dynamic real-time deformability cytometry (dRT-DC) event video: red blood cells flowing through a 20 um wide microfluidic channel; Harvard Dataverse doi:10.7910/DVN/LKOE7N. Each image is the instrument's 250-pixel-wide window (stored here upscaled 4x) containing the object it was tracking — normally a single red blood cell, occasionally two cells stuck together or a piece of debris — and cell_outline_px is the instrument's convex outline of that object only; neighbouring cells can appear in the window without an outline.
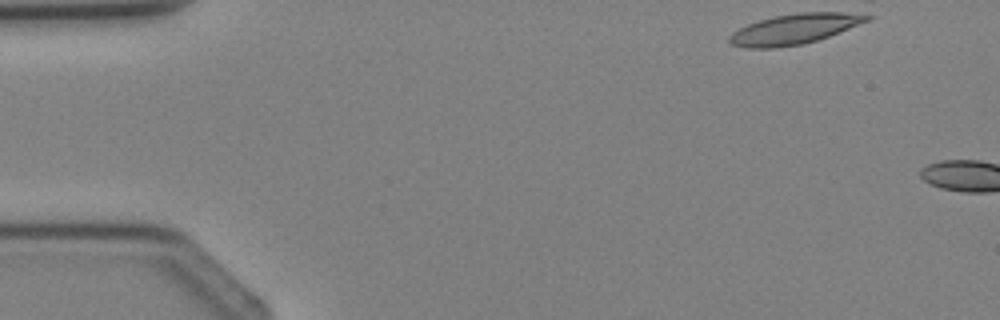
{"species": "Egyptian fruit bat (a non-hibernating species)", "species_latin": "Rousettus aegyptiacus", "temperature_condition": "cold", "stored_images_in_passage": 3, "camera_frame_rate_fps": 3000, "um_per_image_px": 0.085, "animal": {"sex": "female"}, "frame": {"image": 1, "passage_image": 1, "time_ms": 0.0, "image_size_px": [1000, 320], "cell_outline_px": [[872, 20], [828, 36], [804, 44], [776, 48], [744, 48], [732, 44], [728, 40], [728, 36], [732, 32], [748, 24], [760, 20], [776, 16], [800, 12], [864, 12], [872, 16]], "centroid_in_image_um": [67.59, 2.46], "position_along_channel_um": 17.4, "area_um2": 24.45}}